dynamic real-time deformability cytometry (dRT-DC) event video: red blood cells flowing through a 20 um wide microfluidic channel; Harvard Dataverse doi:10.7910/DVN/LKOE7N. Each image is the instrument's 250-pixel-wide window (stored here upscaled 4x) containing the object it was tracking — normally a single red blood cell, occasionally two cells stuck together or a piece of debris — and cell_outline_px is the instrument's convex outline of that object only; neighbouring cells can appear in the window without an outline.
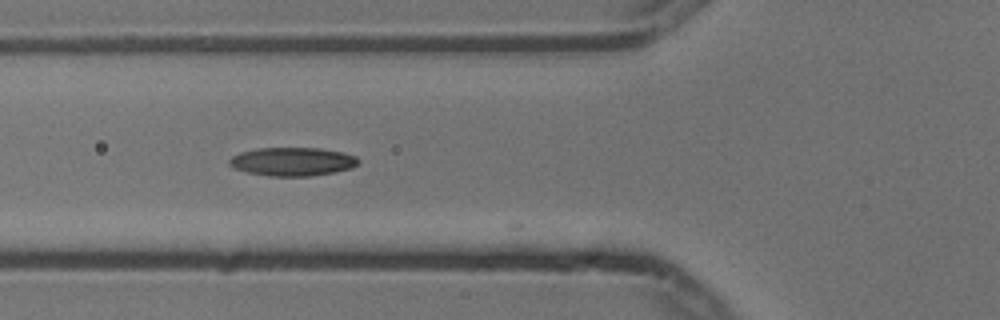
{"species": "common noctule bat (a hibernating species)", "species_latin": "Nyctalus noctula", "temperature_condition": "cold", "stored_images_in_passage": 6, "camera_frame_rate_fps": 3000, "um_per_image_px": 0.085, "animal": {"sex": "male", "body_mass_g": 13.3}, "frame": {"image": 1, "passage_image": 6, "time_ms": 1.667, "image_size_px": [1000, 320], "cell_outline_px": [[360, 164], [352, 168], [336, 172], [308, 176], [268, 176], [248, 172], [236, 168], [228, 164], [228, 160], [232, 156], [240, 152], [256, 148], [320, 148], [344, 152], [356, 156], [360, 160]], "centroid_in_image_um": [24.9, 13.73], "position_along_channel_um": 100.9, "area_um2": 21.62}}